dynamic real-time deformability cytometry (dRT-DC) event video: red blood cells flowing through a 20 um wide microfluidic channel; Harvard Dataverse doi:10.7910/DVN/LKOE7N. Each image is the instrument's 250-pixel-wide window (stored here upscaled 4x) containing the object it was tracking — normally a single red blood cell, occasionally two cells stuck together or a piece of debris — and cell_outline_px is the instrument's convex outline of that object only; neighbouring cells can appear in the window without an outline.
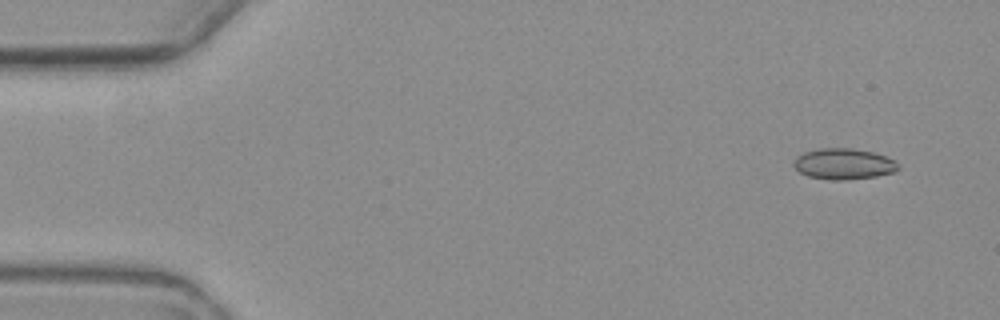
{"species": "common noctule bat (a hibernating species)", "species_latin": "Nyctalus noctula", "temperature_condition": "warm", "stored_images_in_passage": 4, "camera_frame_rate_fps": 3000, "um_per_image_px": 0.085, "animal": {"sex": "female", "body_mass_g": 19.3, "forearm_length_mm": 54.1}, "frame": {"image": 1, "passage_image": 1, "time_ms": 0.0, "image_size_px": [1000, 320], "cell_outline_px": [[900, 168], [896, 172], [876, 176], [840, 180], [832, 180], [808, 176], [800, 172], [792, 164], [796, 156], [804, 152], [820, 148], [852, 148], [872, 152], [884, 156], [892, 160]], "centroid_in_image_um": [71.68, 13.93], "position_along_channel_um": 13.3, "area_um2": 18.67}}